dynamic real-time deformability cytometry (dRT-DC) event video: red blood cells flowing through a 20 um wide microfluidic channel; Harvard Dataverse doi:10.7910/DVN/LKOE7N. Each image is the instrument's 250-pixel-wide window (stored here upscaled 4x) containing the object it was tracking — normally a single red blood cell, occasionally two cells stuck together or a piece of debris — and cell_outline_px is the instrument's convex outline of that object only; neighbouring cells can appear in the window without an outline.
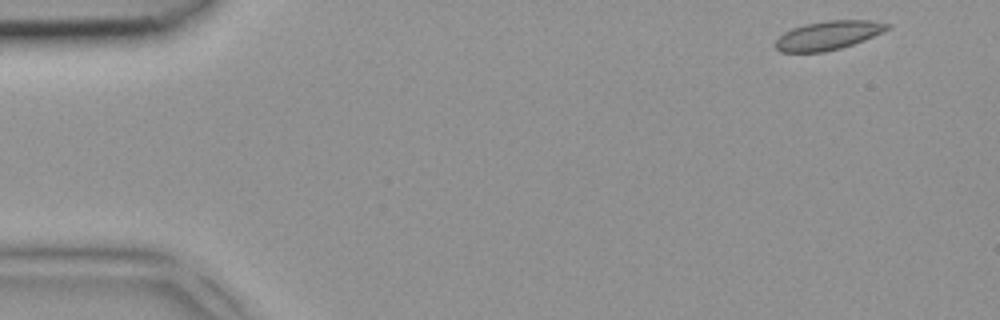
{"species": "common noctule bat (a hibernating species)", "species_latin": "Nyctalus noctula", "temperature_condition": "room temperature", "stored_images_in_passage": 4, "camera_frame_rate_fps": 3000, "um_per_image_px": 0.085, "animal": {"sex": "female", "body_mass_g": 18.4}, "frame": {"image": 1, "passage_image": 1, "time_ms": 0.0, "image_size_px": [1000, 320], "cell_outline_px": [[892, 24], [888, 28], [864, 40], [840, 48], [824, 52], [780, 52], [776, 48], [776, 40], [784, 32], [792, 28], [804, 24], [828, 20], [872, 20]], "centroid_in_image_um": [70.37, 3.0], "position_along_channel_um": 14.6, "area_um2": 18.61}}